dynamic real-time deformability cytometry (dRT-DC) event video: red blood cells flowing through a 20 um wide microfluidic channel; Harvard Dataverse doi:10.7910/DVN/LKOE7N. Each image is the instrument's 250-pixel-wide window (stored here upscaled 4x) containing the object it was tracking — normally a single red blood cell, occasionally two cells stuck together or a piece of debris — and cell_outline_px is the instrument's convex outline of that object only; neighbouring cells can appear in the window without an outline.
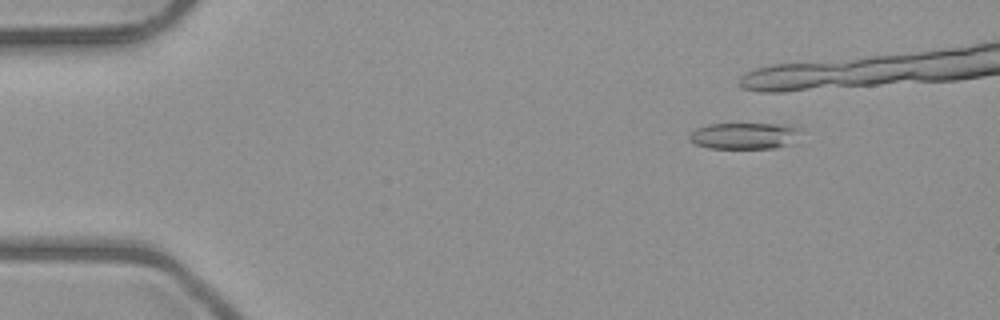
{"species": "common noctule bat (a hibernating species)", "species_latin": "Nyctalus noctula", "temperature_condition": "room temperature", "stored_images_in_passage": 34, "camera_frame_rate_fps": 3000, "um_per_image_px": 0.085, "animal": {"sex": "male", "body_mass_g": 23.1, "forearm_length_mm": 52.7}, "frame": {"image": 1, "passage_image": 1, "time_ms": 0.0, "image_size_px": [1000, 320], "cell_outline_px": [[796, 128], [784, 144], [776, 148], [708, 148], [696, 144], [688, 140], [688, 136], [696, 128], [708, 124], [776, 124]], "centroid_in_image_um": [63.0, 11.54], "position_along_channel_um": 22.0, "area_um2": 16.13}}